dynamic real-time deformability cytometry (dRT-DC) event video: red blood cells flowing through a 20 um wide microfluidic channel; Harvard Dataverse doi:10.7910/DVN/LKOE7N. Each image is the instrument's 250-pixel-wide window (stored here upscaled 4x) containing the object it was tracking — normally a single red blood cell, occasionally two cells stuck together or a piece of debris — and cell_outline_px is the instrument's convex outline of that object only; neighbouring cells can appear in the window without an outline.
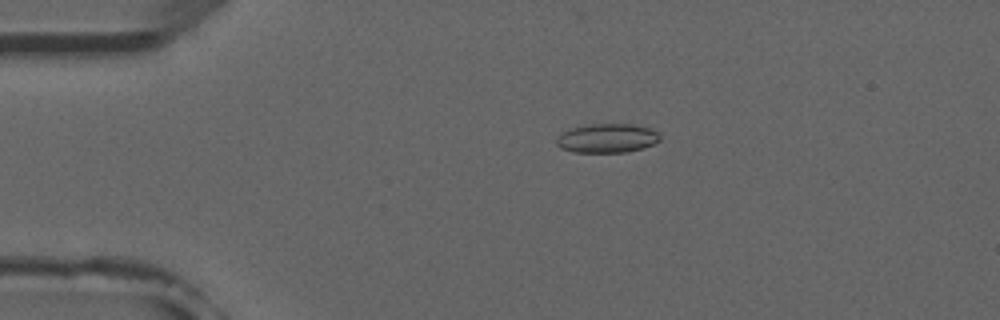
{"species": "common noctule bat (a hibernating species)", "species_latin": "Nyctalus noctula", "temperature_condition": "room temperature", "stored_images_in_passage": 5, "camera_frame_rate_fps": 3000, "um_per_image_px": 0.085, "animal": {"sex": "male", "forearm_length_mm": 52.5}, "frame": {"image": 1, "passage_image": 4, "time_ms": 3.333, "image_size_px": [1000, 320], "cell_outline_px": [[660, 140], [644, 148], [628, 152], [572, 152], [560, 148], [556, 144], [556, 140], [564, 132], [572, 128], [592, 124], [632, 124], [648, 128], [656, 132], [660, 136]], "centroid_in_image_um": [51.61, 11.76], "position_along_channel_um": 33.4, "area_um2": 17.34}}